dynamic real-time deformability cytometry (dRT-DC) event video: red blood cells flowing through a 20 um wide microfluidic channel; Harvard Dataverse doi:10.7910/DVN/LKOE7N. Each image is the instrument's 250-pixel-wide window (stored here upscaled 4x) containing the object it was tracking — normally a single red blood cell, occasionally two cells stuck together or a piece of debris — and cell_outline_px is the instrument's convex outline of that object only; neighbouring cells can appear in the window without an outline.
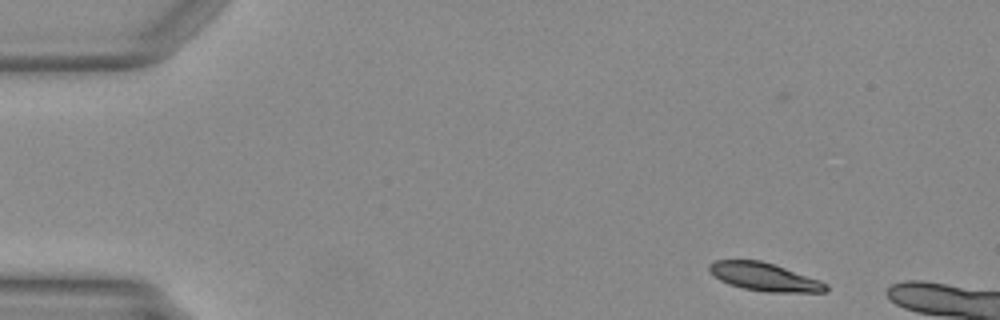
{"species": "Egyptian fruit bat (a non-hibernating species)", "species_latin": "Rousettus aegyptiacus", "temperature_condition": "warm", "stored_images_in_passage": 9, "camera_frame_rate_fps": 3000, "um_per_image_px": 0.085, "animal": {"sex": "female"}, "frame": {"image": 1, "passage_image": 3, "time_ms": 0.667, "image_size_px": [1000, 320], "cell_outline_px": [[828, 292], [764, 292], [744, 288], [728, 284], [720, 280], [708, 268], [708, 264], [716, 260], [760, 260], [820, 280], [828, 284]], "centroid_in_image_um": [64.99, 23.54], "position_along_channel_um": 20.0, "area_um2": 18.9}}